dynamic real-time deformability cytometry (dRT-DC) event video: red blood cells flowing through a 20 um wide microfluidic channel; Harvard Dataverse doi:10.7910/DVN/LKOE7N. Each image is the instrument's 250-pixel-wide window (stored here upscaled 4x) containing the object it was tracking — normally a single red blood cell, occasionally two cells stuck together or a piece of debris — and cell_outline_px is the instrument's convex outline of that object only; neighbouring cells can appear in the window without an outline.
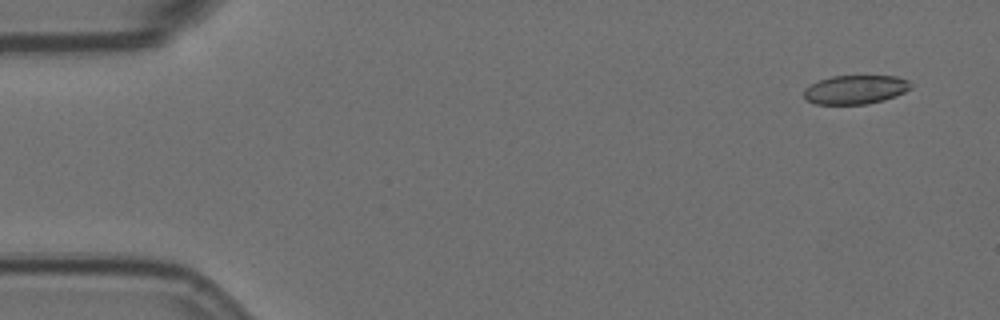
{"species": "Egyptian fruit bat (a non-hibernating species)", "species_latin": "Rousettus aegyptiacus", "temperature_condition": "room temperature", "stored_images_in_passage": 5, "camera_frame_rate_fps": 3000, "um_per_image_px": 0.085, "animal": {"sex": "female"}, "frame": {"image": 1, "passage_image": 1, "time_ms": 0.0, "image_size_px": [1000, 320], "cell_outline_px": [[912, 88], [896, 96], [884, 100], [868, 104], [816, 104], [804, 100], [804, 88], [820, 80], [832, 76], [896, 76], [908, 80], [912, 84]], "centroid_in_image_um": [72.72, 7.62], "position_along_channel_um": 12.3, "area_um2": 18.09}}
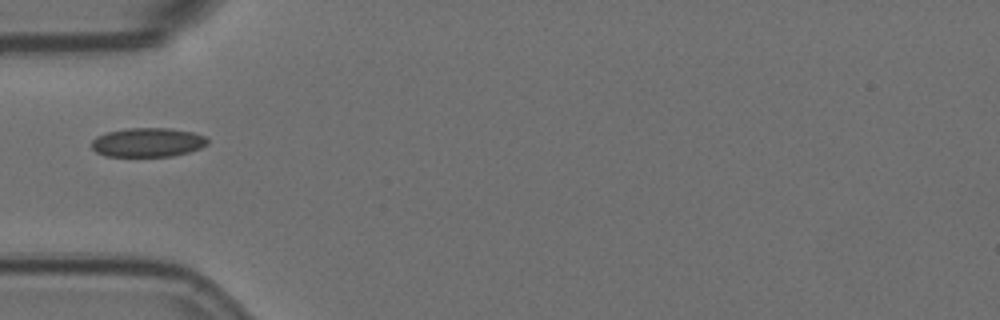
{"frame": {"image": 2, "passage_image": 5, "time_ms": 1.333, "image_size_px": [1000, 320], "cell_outline_px": [[208, 144], [200, 148], [188, 152], [172, 156], [104, 156], [96, 152], [92, 148], [92, 140], [96, 136], [108, 132], [128, 128], [168, 128], [192, 132], [204, 136], [208, 140]], "centroid_in_image_um": [12.54, 12.1], "position_along_channel_um": 72.5, "area_um2": 19.59}}